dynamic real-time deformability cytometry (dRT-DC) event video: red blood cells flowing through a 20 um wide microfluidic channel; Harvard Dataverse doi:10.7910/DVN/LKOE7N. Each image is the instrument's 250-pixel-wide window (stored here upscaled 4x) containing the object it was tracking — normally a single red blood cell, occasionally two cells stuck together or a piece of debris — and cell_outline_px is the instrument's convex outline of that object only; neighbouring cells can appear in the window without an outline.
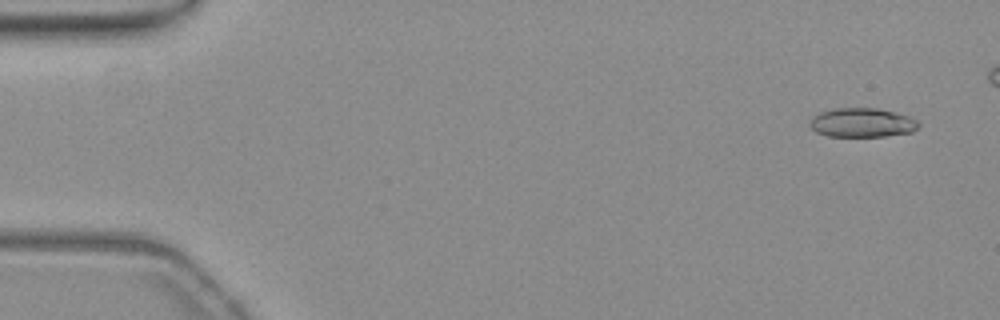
{"species": "common noctule bat (a hibernating species)", "species_latin": "Nyctalus noctula", "temperature_condition": "warm", "stored_images_in_passage": 49, "camera_frame_rate_fps": 3000, "um_per_image_px": 0.085, "animal": {"sex": "female", "body_mass_g": 19.3, "forearm_length_mm": 54.1}, "frame": {"image": 1, "passage_image": 3, "time_ms": 0.667, "image_size_px": [1000, 320], "cell_outline_px": [[920, 128], [912, 132], [884, 136], [828, 136], [816, 132], [808, 124], [808, 120], [812, 116], [820, 112], [832, 108], [876, 108], [908, 116], [916, 120], [920, 124]], "centroid_in_image_um": [73.24, 10.42], "position_along_channel_um": 11.8, "area_um2": 18.55}}
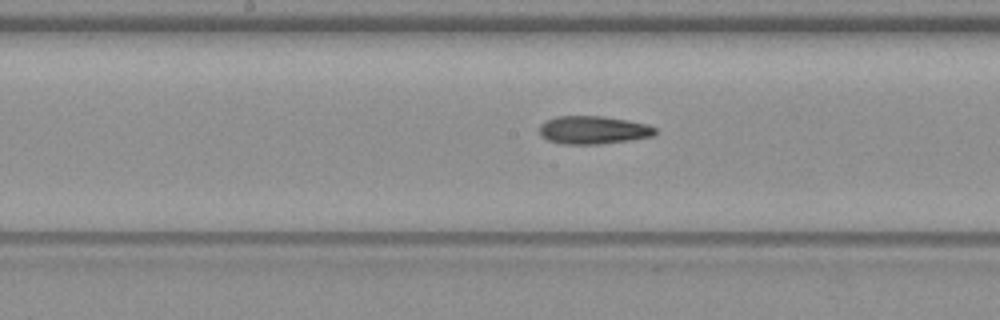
{"frame": {"image": 2, "passage_image": 28, "time_ms": 9.0, "image_size_px": [1000, 320], "cell_outline_px": [[656, 136], [632, 140], [600, 144], [564, 144], [548, 140], [540, 136], [540, 124], [544, 120], [556, 116], [604, 116], [628, 120], [648, 124], [656, 128]], "centroid_in_image_um": [50.45, 11.05], "position_along_channel_um": 197.8, "area_um2": 19.25}}
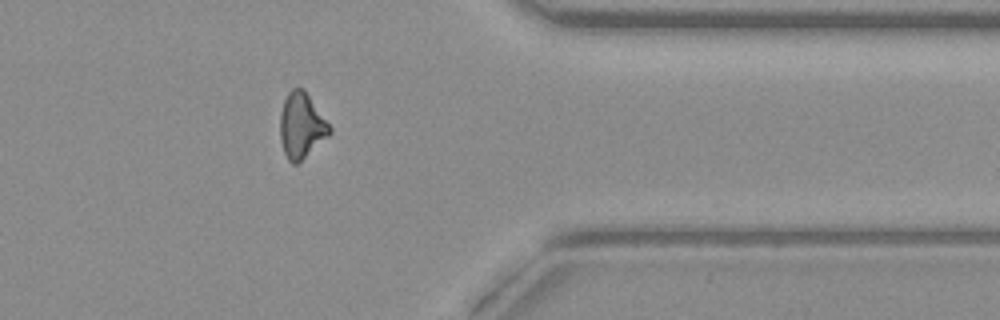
{"frame": {"image": 3, "passage_image": 44, "time_ms": 14.333, "image_size_px": [1000, 320], "cell_outline_px": [[332, 132], [328, 136], [296, 164], [292, 164], [288, 160], [284, 152], [280, 140], [280, 112], [284, 100], [288, 92], [292, 88], [304, 88], [332, 128]], "centroid_in_image_um": [25.61, 10.65], "position_along_channel_um": 385.8, "area_um2": 18.79}, "authors_computed_cell_mechanics": {"area_um2": 18.8428, "velocity_mm_per_s": 3.814, "shape_relaxation_time_tau1_ms": 10.2438, "shape_relaxation_time_tau2_ms": 3.596, "deformation_change_tau1": 0.248, "deformation_change_tau2": 0.1311}}